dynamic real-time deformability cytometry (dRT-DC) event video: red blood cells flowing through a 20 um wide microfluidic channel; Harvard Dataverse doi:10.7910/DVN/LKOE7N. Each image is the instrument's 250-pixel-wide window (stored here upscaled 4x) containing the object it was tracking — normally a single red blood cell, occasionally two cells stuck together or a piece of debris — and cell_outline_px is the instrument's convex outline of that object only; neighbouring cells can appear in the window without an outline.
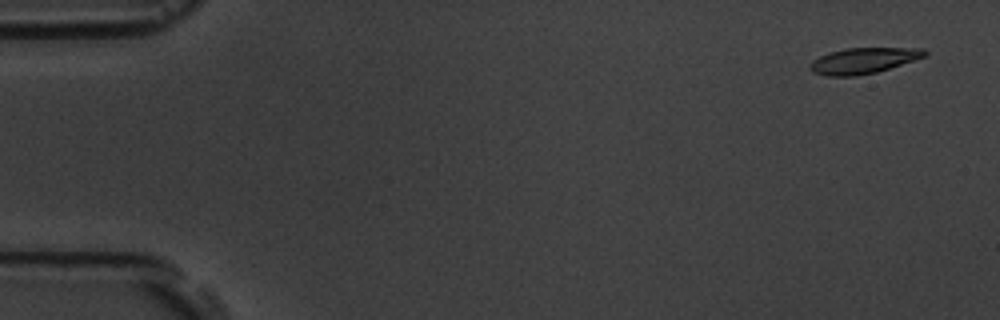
{"species": "common noctule bat (a hibernating species)", "species_latin": "Nyctalus noctula", "temperature_condition": "room temperature", "stored_images_in_passage": 6, "camera_frame_rate_fps": 3000, "um_per_image_px": 0.085, "animal": {"sex": "male", "body_mass_g": 19.5, "forearm_length_mm": 54.6}, "frame": {"image": 1, "passage_image": 1, "time_ms": 0.0, "image_size_px": [1000, 320], "cell_outline_px": [[928, 52], [924, 56], [876, 72], [856, 76], [828, 76], [812, 72], [808, 68], [808, 64], [812, 60], [828, 52], [848, 48], [924, 48]], "centroid_in_image_um": [73.31, 5.15], "position_along_channel_um": 11.7, "area_um2": 17.11}}
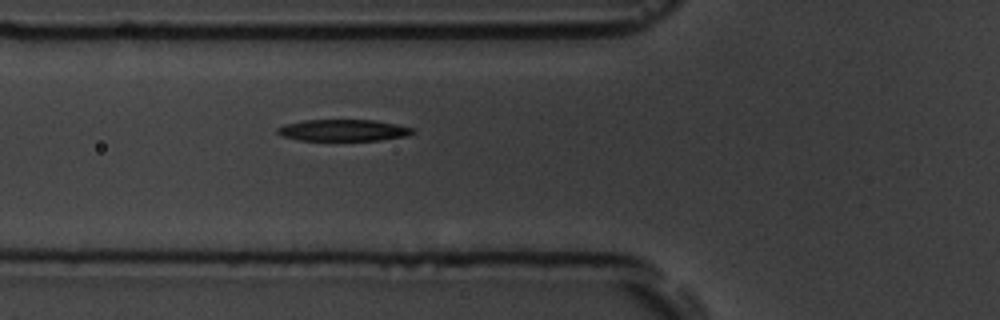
{"frame": {"image": 2, "passage_image": 6, "time_ms": 1.667, "image_size_px": [1000, 320], "cell_outline_px": [[416, 132], [408, 136], [380, 140], [300, 140], [284, 136], [276, 132], [276, 128], [284, 124], [304, 120], [376, 120], [396, 124], [412, 128]], "centroid_in_image_um": [29.2, 11.07], "position_along_channel_um": 96.6, "area_um2": 16.99}}